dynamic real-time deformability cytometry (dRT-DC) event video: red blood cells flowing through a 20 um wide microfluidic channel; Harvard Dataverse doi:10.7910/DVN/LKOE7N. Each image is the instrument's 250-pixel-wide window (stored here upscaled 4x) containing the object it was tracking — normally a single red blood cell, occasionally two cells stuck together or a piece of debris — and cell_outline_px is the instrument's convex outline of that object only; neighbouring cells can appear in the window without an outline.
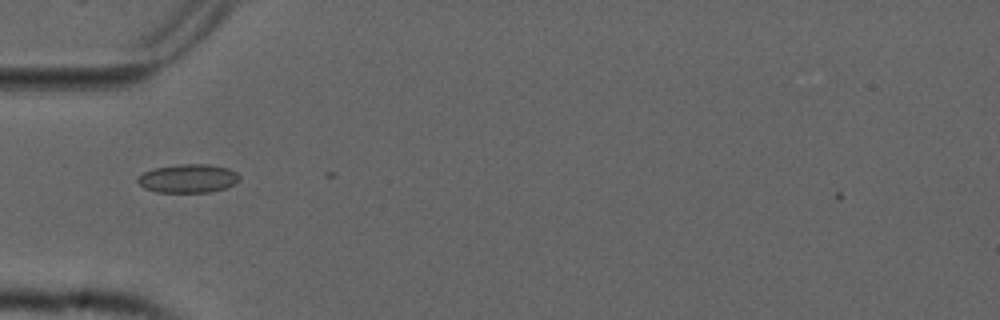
{"species": "common noctule bat (a hibernating species)", "species_latin": "Nyctalus noctula", "temperature_condition": "cold", "stored_images_in_passage": 3, "camera_frame_rate_fps": 3000, "um_per_image_px": 0.085, "animal": {"sex": "male", "forearm_length_mm": 52.5}, "frame": {"image": 1, "passage_image": 1, "time_ms": 0.0, "image_size_px": [1000, 320], "cell_outline_px": [[240, 180], [236, 184], [224, 188], [208, 192], [156, 192], [144, 188], [136, 180], [144, 172], [156, 168], [180, 164], [208, 164], [228, 168], [236, 172], [240, 176]], "centroid_in_image_um": [16.02, 15.17], "position_along_channel_um": 69.0, "area_um2": 16.88}}